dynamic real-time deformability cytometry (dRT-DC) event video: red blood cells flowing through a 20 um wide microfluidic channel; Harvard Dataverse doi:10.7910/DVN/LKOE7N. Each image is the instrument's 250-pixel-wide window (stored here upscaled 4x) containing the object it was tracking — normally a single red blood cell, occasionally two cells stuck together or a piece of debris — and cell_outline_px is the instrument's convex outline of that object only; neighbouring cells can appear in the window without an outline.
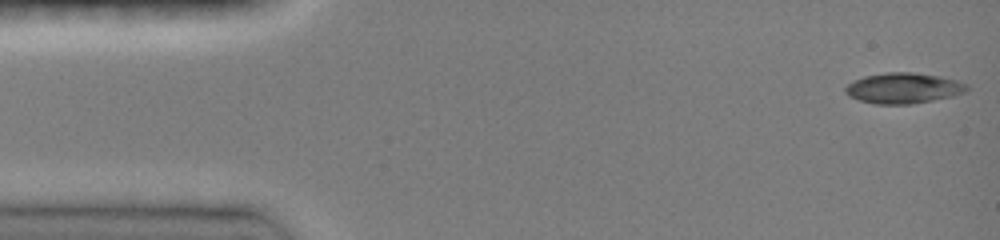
{"species": "common noctule bat (a hibernating species)", "species_latin": "Nyctalus noctula", "temperature_condition": "room temperature", "stored_images_in_passage": 6, "camera_frame_rate_fps": 3000, "um_per_image_px": 0.085, "animal": {"sex": "female", "body_mass_g": 19.0, "forearm_length_mm": 51.5}, "frame": {"image": 1, "passage_image": 1, "time_ms": 0.0, "image_size_px": [1000, 240], "cell_outline_px": [[968, 88], [964, 92], [952, 96], [912, 104], [876, 104], [860, 100], [848, 96], [844, 92], [844, 88], [848, 84], [864, 76], [888, 72], [912, 72], [940, 76], [956, 80], [968, 84]], "centroid_in_image_um": [76.78, 7.49], "position_along_channel_um": 8.2, "area_um2": 21.56}}
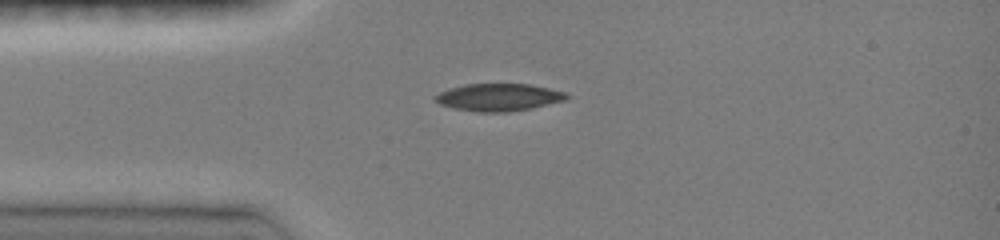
{"frame": {"image": 2, "passage_image": 5, "time_ms": 3.333, "image_size_px": [1000, 240], "cell_outline_px": [[572, 96], [564, 100], [532, 108], [508, 112], [480, 112], [452, 108], [440, 104], [432, 96], [448, 88], [464, 84], [528, 84], [548, 88], [564, 92]], "centroid_in_image_um": [42.36, 8.27], "position_along_channel_um": 42.6, "area_um2": 20.98}}